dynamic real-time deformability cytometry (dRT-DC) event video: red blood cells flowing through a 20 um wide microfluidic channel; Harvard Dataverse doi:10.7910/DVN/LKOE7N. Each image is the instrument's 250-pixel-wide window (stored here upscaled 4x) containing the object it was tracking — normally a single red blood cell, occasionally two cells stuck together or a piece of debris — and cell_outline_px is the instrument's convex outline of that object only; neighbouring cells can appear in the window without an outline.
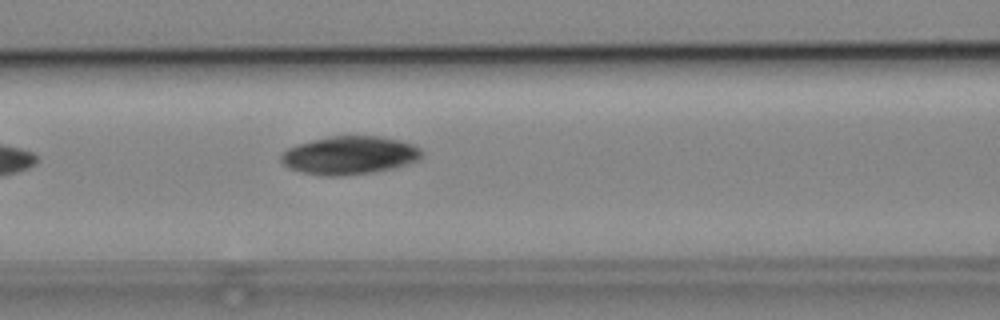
{"species": "common noctule bat (a hibernating species)", "species_latin": "Nyctalus noctula", "temperature_condition": "cold", "stored_images_in_passage": 4, "camera_frame_rate_fps": 3000, "um_per_image_px": 0.085, "animal": {"sex": "male", "body_mass_g": 19.2, "forearm_length_mm": 51.8}, "frame": {"image": 1, "passage_image": 4, "time_ms": 4.0, "image_size_px": [1000, 320], "cell_outline_px": [[424, 152], [420, 160], [392, 168], [372, 172], [340, 176], [324, 176], [304, 172], [288, 168], [280, 160], [280, 156], [288, 148], [296, 144], [328, 136], [380, 136], [404, 140], [416, 144]], "centroid_in_image_um": [29.76, 13.18], "position_along_channel_um": 136.8, "area_um2": 31.62}}